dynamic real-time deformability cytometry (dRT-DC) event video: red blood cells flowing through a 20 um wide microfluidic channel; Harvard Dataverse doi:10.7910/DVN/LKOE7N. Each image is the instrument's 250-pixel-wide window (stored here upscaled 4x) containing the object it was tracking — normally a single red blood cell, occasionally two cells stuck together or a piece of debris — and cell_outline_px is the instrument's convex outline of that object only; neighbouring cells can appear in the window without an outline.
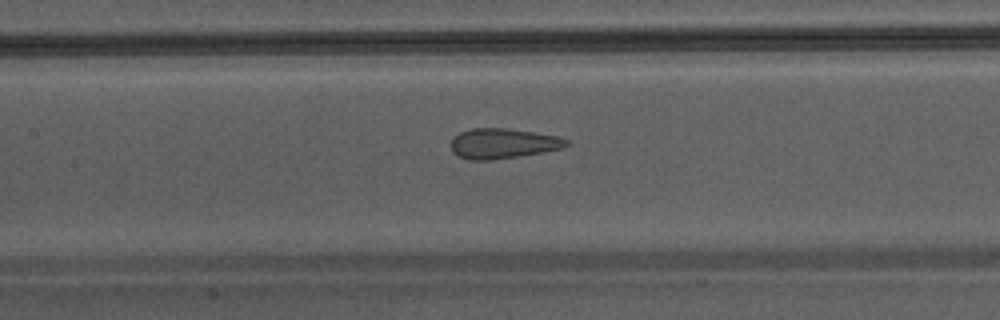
{"species": "Egyptian fruit bat (a non-hibernating species)", "species_latin": "Rousettus aegyptiacus", "temperature_condition": "warm", "stored_images_in_passage": 8, "camera_frame_rate_fps": 3000, "um_per_image_px": 0.085, "animal": {"sex": "male"}, "frame": {"image": 1, "passage_image": 8, "time_ms": 2.333, "image_size_px": [1000, 320], "cell_outline_px": [[568, 144], [564, 148], [516, 156], [488, 160], [472, 160], [460, 156], [452, 152], [452, 136], [460, 132], [472, 128], [508, 128], [556, 136], [568, 140]], "centroid_in_image_um": [42.71, 12.18], "position_along_channel_um": 164.7, "area_um2": 19.94}}